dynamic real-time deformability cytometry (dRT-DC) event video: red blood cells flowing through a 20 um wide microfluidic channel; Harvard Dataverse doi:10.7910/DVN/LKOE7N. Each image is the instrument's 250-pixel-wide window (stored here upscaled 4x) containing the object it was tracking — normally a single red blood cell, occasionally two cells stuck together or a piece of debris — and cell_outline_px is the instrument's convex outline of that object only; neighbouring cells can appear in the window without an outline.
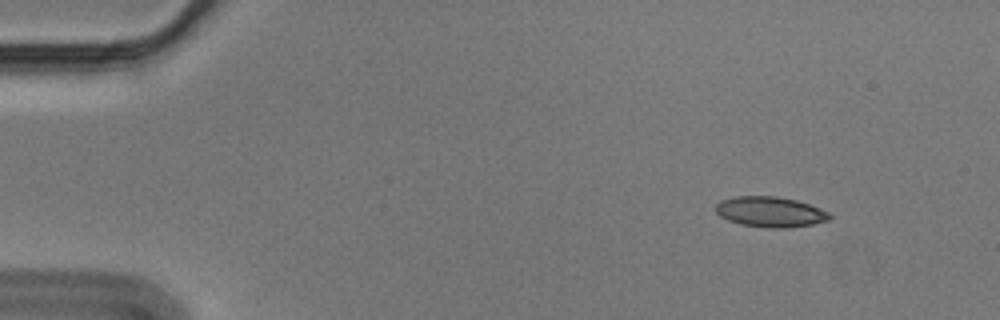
{"species": "Egyptian fruit bat (a non-hibernating species)", "species_latin": "Rousettus aegyptiacus", "temperature_condition": "cold", "stored_images_in_passage": 51, "camera_frame_rate_fps": 3000, "um_per_image_px": 0.085, "animal": {"sex": "male"}, "frame": {"image": 1, "passage_image": 1, "time_ms": 0.0, "image_size_px": [1000, 320], "cell_outline_px": [[832, 216], [828, 220], [812, 224], [784, 228], [768, 228], [740, 224], [728, 220], [720, 216], [716, 212], [716, 204], [720, 200], [736, 196], [776, 196], [796, 200], [820, 208], [828, 212]], "centroid_in_image_um": [65.45, 18.0], "position_along_channel_um": 19.6, "area_um2": 20.11}}
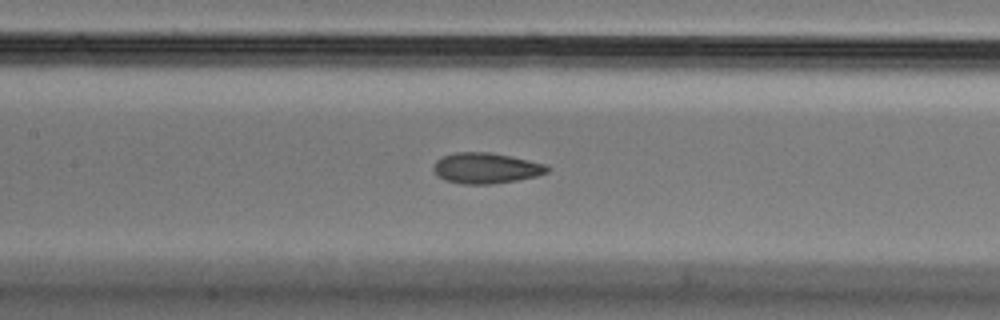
{"frame": {"image": 2, "passage_image": 21, "time_ms": 6.667, "image_size_px": [1000, 320], "cell_outline_px": [[552, 168], [548, 172], [536, 176], [516, 180], [492, 184], [460, 184], [444, 180], [436, 176], [432, 168], [436, 160], [440, 156], [456, 152], [492, 152], [512, 156], [544, 164]], "centroid_in_image_um": [41.26, 14.29], "position_along_channel_um": 166.1, "area_um2": 20.63}}
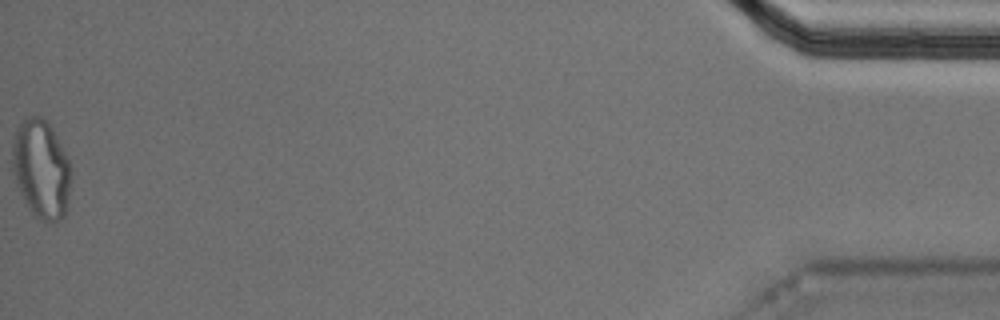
{"frame": {"image": 3, "passage_image": 51, "time_ms": 16.667, "image_size_px": [1000, 320], "cell_outline_px": [[72, 172], [68, 208], [64, 216], [56, 224], [48, 224], [32, 216], [20, 192], [16, 180], [12, 164], [12, 144], [16, 128], [24, 120], [32, 116], [40, 116], [52, 128], [68, 156], [72, 168]], "centroid_in_image_um": [3.54, 14.45], "position_along_channel_um": 431.7, "area_um2": 34.45}, "authors_computed_cell_mechanics": {"area_um2": 20.6346, "velocity_mm_per_s": 3.5812, "shape_relaxation_time_tau1_ms": null, "shape_relaxation_time_tau2_ms": 1.4939, "deformation_change_tau1": null, "deformation_change_tau2": 0.063}}